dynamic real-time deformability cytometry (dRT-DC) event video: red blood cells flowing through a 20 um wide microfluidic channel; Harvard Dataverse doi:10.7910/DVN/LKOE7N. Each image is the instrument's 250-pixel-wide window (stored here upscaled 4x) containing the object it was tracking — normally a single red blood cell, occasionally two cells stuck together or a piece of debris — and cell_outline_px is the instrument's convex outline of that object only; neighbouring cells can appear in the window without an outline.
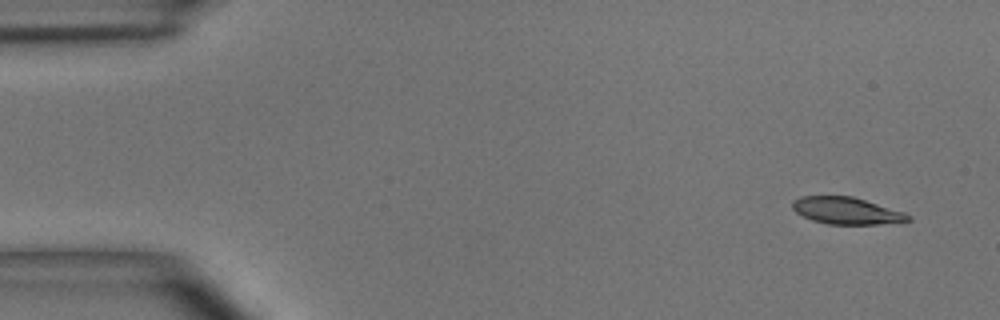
{"species": "common noctule bat (a hibernating species)", "species_latin": "Nyctalus noctula", "temperature_condition": "room temperature", "stored_images_in_passage": 7, "camera_frame_rate_fps": 3000, "um_per_image_px": 0.085, "animal": {"sex": "male", "body_mass_g": 15.6}, "frame": {"image": 1, "passage_image": 1, "time_ms": 0.0, "image_size_px": [1000, 320], "cell_outline_px": [[912, 220], [900, 224], [828, 224], [812, 220], [796, 212], [792, 208], [792, 200], [800, 196], [852, 196], [904, 212], [912, 216]], "centroid_in_image_um": [72.01, 17.92], "position_along_channel_um": 13.0, "area_um2": 18.38}}
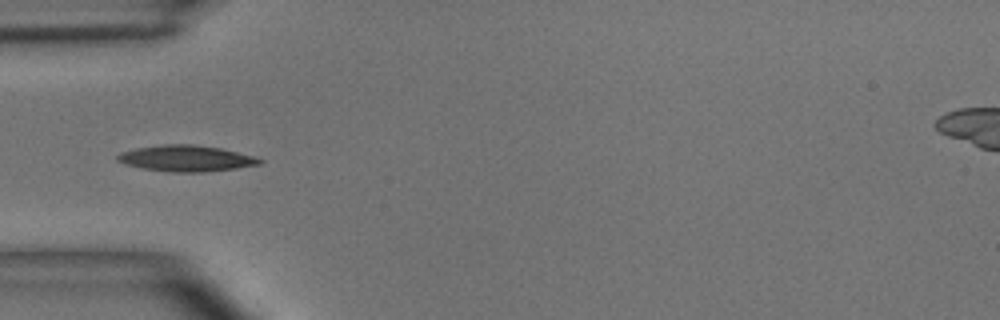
{"frame": {"image": 2, "passage_image": 4, "time_ms": 4.333, "image_size_px": [1000, 320], "cell_outline_px": [[264, 160], [260, 164], [236, 168], [204, 172], [168, 172], [140, 168], [124, 164], [116, 160], [116, 156], [120, 152], [136, 148], [164, 144], [192, 144], [220, 148], [256, 156]], "centroid_in_image_um": [15.8, 13.46], "position_along_channel_um": 69.2, "area_um2": 21.79}}
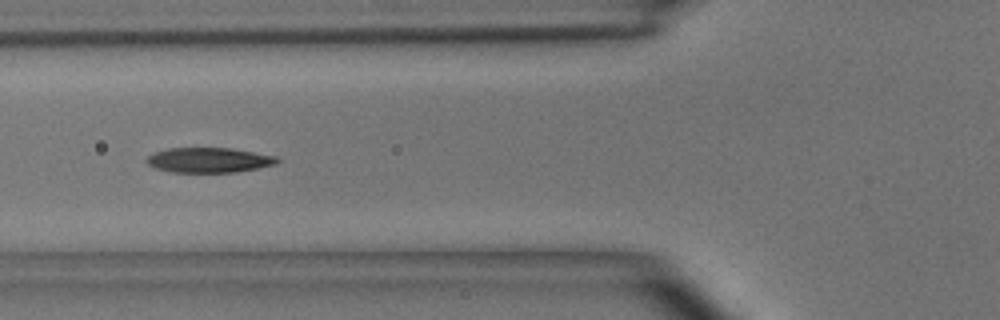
{"frame": {"image": 3, "passage_image": 5, "time_ms": 5.333, "image_size_px": [1000, 320], "cell_outline_px": [[280, 160], [276, 164], [236, 172], [172, 172], [156, 168], [148, 164], [144, 160], [148, 156], [156, 152], [168, 148], [232, 148], [276, 156]], "centroid_in_image_um": [17.76, 13.6], "position_along_channel_um": 108.0, "area_um2": 18.9}}